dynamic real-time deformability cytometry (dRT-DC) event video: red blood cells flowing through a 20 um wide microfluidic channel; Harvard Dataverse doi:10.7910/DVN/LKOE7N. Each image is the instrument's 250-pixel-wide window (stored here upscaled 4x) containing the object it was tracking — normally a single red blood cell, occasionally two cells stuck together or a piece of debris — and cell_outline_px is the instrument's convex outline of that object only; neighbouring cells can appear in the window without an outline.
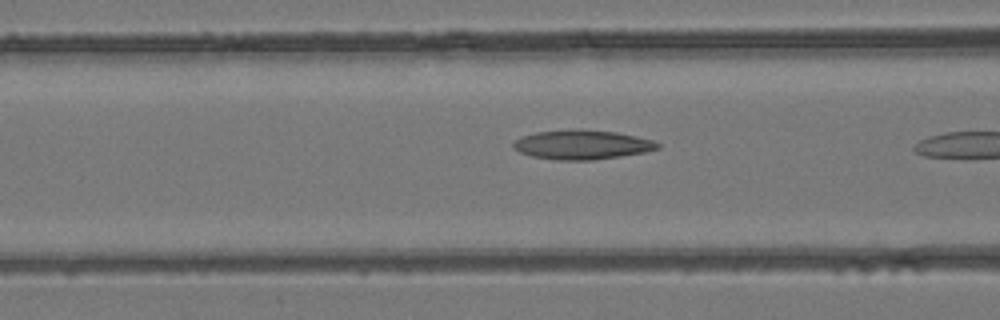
{"species": "common noctule bat (a hibernating species)", "species_latin": "Nyctalus noctula", "temperature_condition": "room temperature", "stored_images_in_passage": 15, "camera_frame_rate_fps": 3000, "um_per_image_px": 0.085, "animal": {"sex": "female", "body_mass_g": 24.6, "forearm_length_mm": 56.2}, "frame": {"image": 1, "passage_image": 11, "time_ms": 3.333, "image_size_px": [1000, 320], "cell_outline_px": [[660, 148], [644, 152], [596, 160], [556, 160], [532, 156], [520, 152], [512, 144], [516, 140], [524, 136], [536, 132], [576, 128], [580, 128], [616, 132], [636, 136], [652, 140], [660, 144]], "centroid_in_image_um": [49.5, 12.29], "position_along_channel_um": 117.1, "area_um2": 24.68}}